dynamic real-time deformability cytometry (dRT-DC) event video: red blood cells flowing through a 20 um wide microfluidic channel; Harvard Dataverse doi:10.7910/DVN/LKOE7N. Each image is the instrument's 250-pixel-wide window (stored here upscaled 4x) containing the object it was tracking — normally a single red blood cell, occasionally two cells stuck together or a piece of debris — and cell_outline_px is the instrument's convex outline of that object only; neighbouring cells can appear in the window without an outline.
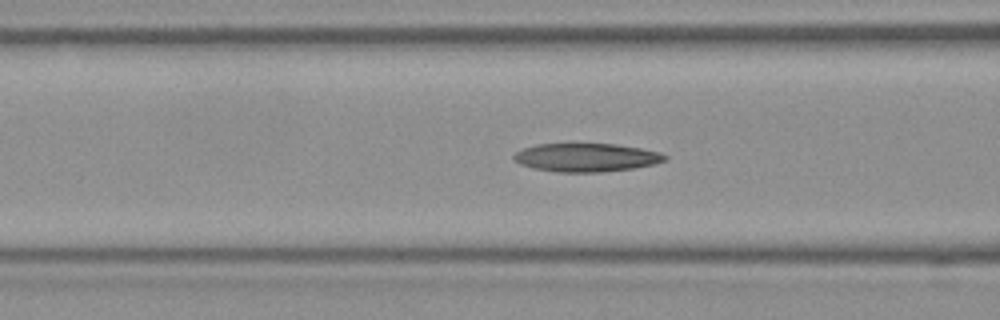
{"species": "Egyptian fruit bat (a non-hibernating species)", "species_latin": "Rousettus aegyptiacus", "temperature_condition": "room temperature", "stored_images_in_passage": 26, "camera_frame_rate_fps": 3000, "um_per_image_px": 0.085, "frame": {"image": 1, "passage_image": 11, "time_ms": 3.333, "image_size_px": [1000, 320], "cell_outline_px": [[668, 160], [656, 164], [632, 168], [600, 172], [556, 172], [532, 168], [520, 164], [512, 160], [512, 156], [516, 152], [524, 148], [536, 144], [616, 144], [640, 148], [660, 152], [668, 156]], "centroid_in_image_um": [49.83, 13.39], "position_along_channel_um": 116.8, "area_um2": 25.14}}
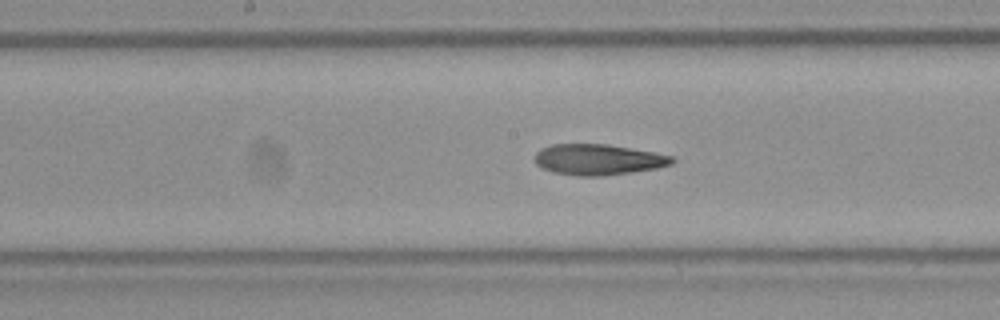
{"frame": {"image": 2, "passage_image": 17, "time_ms": 5.333, "image_size_px": [1000, 320], "cell_outline_px": [[676, 160], [672, 164], [656, 168], [632, 172], [604, 176], [576, 176], [552, 172], [536, 164], [536, 152], [540, 148], [552, 144], [608, 144], [652, 152], [672, 156]], "centroid_in_image_um": [50.84, 13.56], "position_along_channel_um": 197.4, "area_um2": 24.62}}
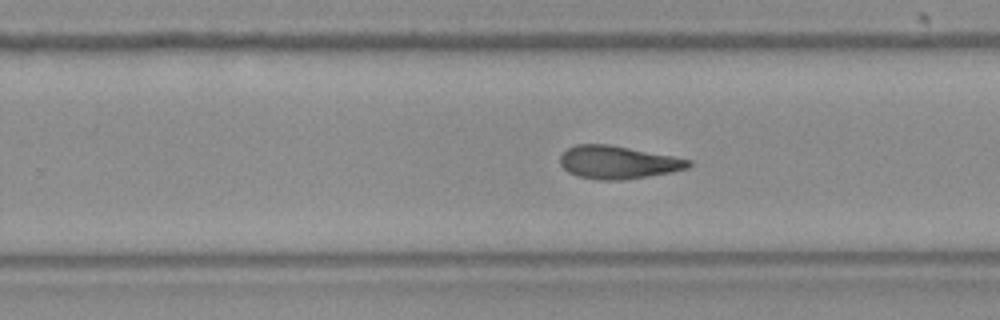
{"frame": {"image": 3, "passage_image": 23, "time_ms": 7.333, "image_size_px": [1000, 320], "cell_outline_px": [[692, 164], [688, 168], [672, 172], [624, 180], [600, 180], [576, 176], [568, 172], [560, 164], [560, 156], [568, 148], [576, 144], [608, 144], [672, 156], [692, 160]], "centroid_in_image_um": [52.52, 13.8], "position_along_channel_um": 277.3, "area_um2": 24.62}}